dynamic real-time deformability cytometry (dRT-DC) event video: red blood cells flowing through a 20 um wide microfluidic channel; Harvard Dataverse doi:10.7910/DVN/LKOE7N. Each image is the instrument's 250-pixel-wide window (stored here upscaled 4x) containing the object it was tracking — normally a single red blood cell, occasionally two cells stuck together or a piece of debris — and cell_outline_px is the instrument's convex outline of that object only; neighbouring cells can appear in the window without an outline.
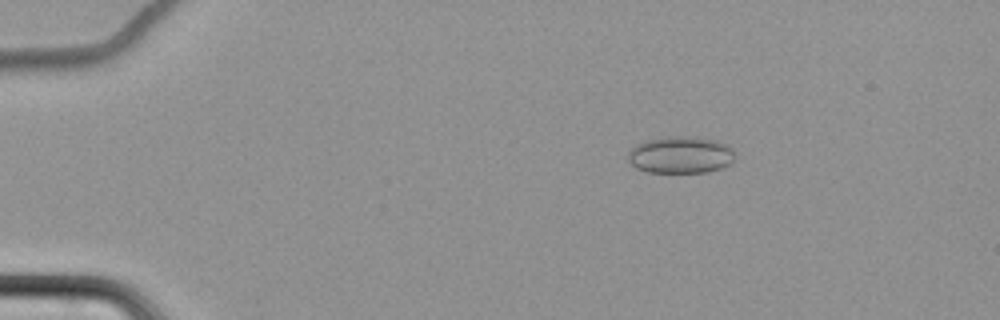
{"species": "common noctule bat (a hibernating species)", "species_latin": "Nyctalus noctula", "temperature_condition": "cold", "stored_images_in_passage": 63, "camera_frame_rate_fps": 3000, "um_per_image_px": 0.085, "animal": {"sex": "female", "body_mass_g": 22.7, "forearm_length_mm": 54.2}, "frame": {"image": 1, "passage_image": 13, "time_ms": 4.0, "image_size_px": [1000, 320], "cell_outline_px": [[736, 156], [732, 164], [708, 172], [648, 172], [636, 168], [628, 160], [628, 152], [636, 144], [644, 140], [668, 136], [688, 136], [716, 140], [732, 148]], "centroid_in_image_um": [57.86, 13.16], "position_along_channel_um": 27.1, "area_um2": 23.24}}
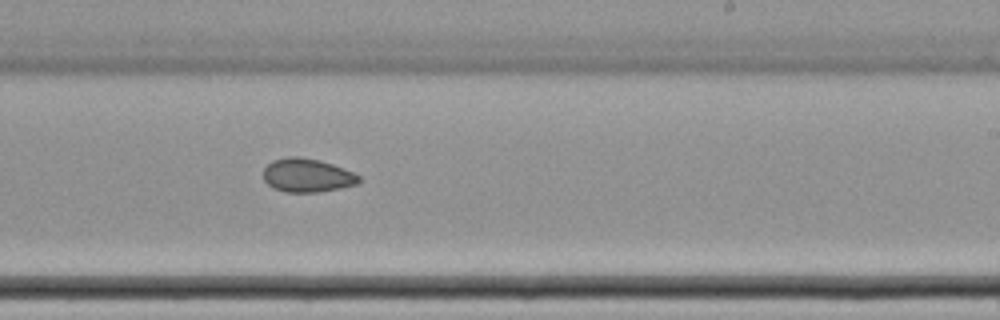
{"frame": {"image": 2, "passage_image": 41, "time_ms": 13.333, "image_size_px": [1000, 320], "cell_outline_px": [[360, 184], [340, 188], [316, 192], [284, 192], [272, 188], [264, 180], [264, 168], [272, 160], [288, 156], [300, 156], [320, 160], [344, 168], [360, 176]], "centroid_in_image_um": [26.11, 14.9], "position_along_channel_um": 262.9, "area_um2": 18.9}}
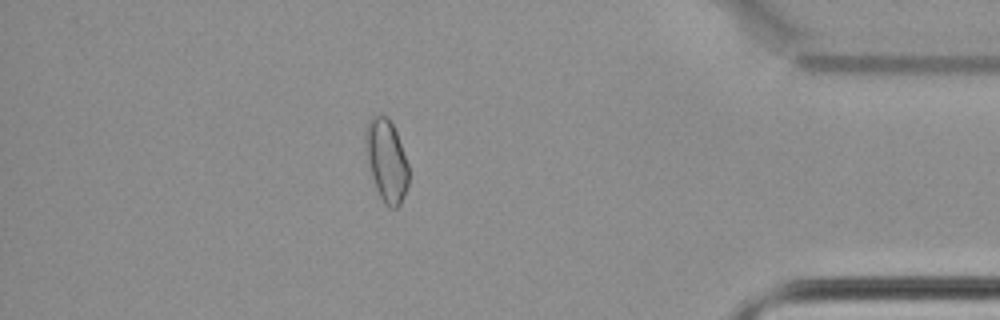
{"frame": {"image": 3, "passage_image": 56, "time_ms": 18.333, "image_size_px": [1000, 320], "cell_outline_px": [[408, 184], [404, 196], [400, 204], [396, 208], [388, 208], [384, 204], [376, 188], [368, 164], [364, 148], [364, 132], [368, 120], [372, 116], [388, 116], [396, 132], [408, 164]], "centroid_in_image_um": [32.82, 13.64], "position_along_channel_um": 402.4, "area_um2": 20.75}}